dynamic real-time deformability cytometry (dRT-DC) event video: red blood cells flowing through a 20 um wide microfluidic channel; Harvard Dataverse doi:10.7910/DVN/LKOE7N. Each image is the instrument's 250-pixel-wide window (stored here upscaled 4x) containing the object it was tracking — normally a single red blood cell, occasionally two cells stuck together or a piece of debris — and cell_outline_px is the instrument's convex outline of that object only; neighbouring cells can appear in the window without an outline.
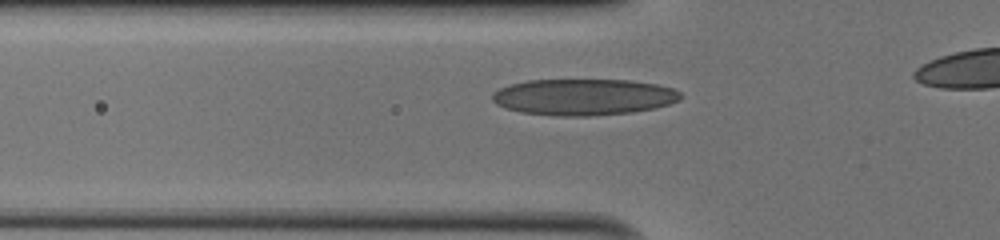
{"species": "human", "species_latin": "Homo sapiens", "temperature_condition": "cold", "stored_images_in_passage": 30, "camera_frame_rate_fps": 3000, "um_per_image_px": 0.085, "donor": {"sex": "male"}, "frame": {"image": 1, "passage_image": 6, "time_ms": 1.667, "image_size_px": [1000, 240], "cell_outline_px": [[684, 96], [680, 100], [656, 108], [632, 112], [588, 116], [556, 116], [520, 112], [504, 108], [496, 104], [492, 100], [492, 92], [500, 88], [512, 84], [528, 80], [632, 80], [656, 84], [672, 88], [680, 92]], "centroid_in_image_um": [49.61, 8.25], "position_along_channel_um": 76.2, "area_um2": 40.11}}
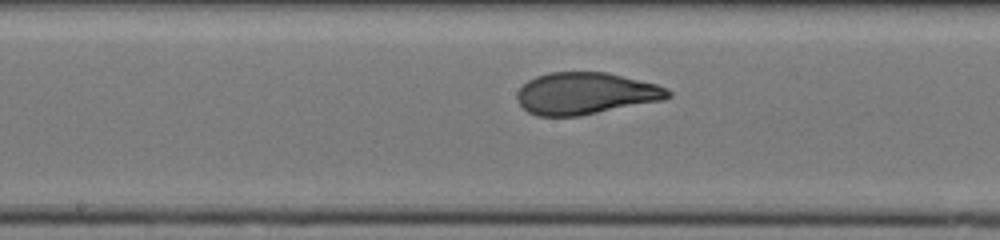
{"frame": {"image": 2, "passage_image": 15, "time_ms": 4.667, "image_size_px": [1000, 240], "cell_outline_px": [[672, 96], [664, 100], [580, 116], [536, 116], [528, 112], [520, 104], [516, 96], [516, 92], [528, 80], [536, 76], [548, 72], [608, 72], [656, 84], [668, 88], [672, 92]], "centroid_in_image_um": [49.79, 7.94], "position_along_channel_um": 198.4, "area_um2": 37.11}}
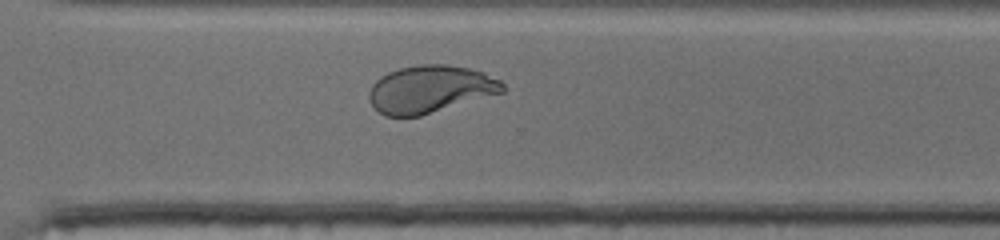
{"frame": {"image": 3, "passage_image": 25, "time_ms": 8.0, "image_size_px": [1000, 240], "cell_outline_px": [[504, 92], [420, 116], [384, 116], [372, 104], [368, 96], [368, 92], [372, 84], [380, 76], [388, 72], [400, 68], [420, 64], [444, 64], [468, 68], [484, 72], [500, 80], [504, 84]], "centroid_in_image_um": [36.56, 7.57], "position_along_channel_um": 334.0, "area_um2": 36.88}, "authors_computed_cell_mechanics": {"area_um2": 37.1365, "velocity_mm_per_s": 4.0658, "shape_relaxation_time_tau1_ms": 4.9693, "shape_relaxation_time_tau2_ms": null, "deformation_change_tau1": 0.2281, "deformation_change_tau2": null}}